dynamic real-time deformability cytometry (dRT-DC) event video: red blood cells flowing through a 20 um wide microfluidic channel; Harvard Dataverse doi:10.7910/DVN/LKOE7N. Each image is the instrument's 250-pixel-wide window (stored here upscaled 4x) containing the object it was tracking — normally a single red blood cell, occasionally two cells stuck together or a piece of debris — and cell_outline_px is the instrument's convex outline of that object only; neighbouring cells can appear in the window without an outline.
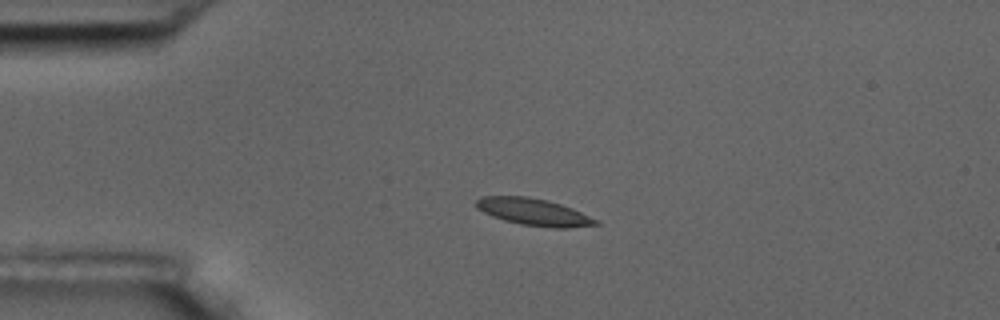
{"species": "common noctule bat (a hibernating species)", "species_latin": "Nyctalus noctula", "temperature_condition": "room temperature", "stored_images_in_passage": 2, "camera_frame_rate_fps": 3000, "um_per_image_px": 0.085, "animal": {"sex": "male", "body_mass_g": 17.5, "forearm_length_mm": 52.3}, "frame": {"image": 1, "passage_image": 1, "time_ms": 0.0, "image_size_px": [1000, 320], "cell_outline_px": [[600, 224], [568, 228], [552, 228], [520, 224], [504, 220], [492, 216], [476, 208], [476, 200], [480, 196], [528, 196], [548, 200], [572, 208], [600, 220]], "centroid_in_image_um": [45.39, 18.02], "position_along_channel_um": 39.6, "area_um2": 18.96}}